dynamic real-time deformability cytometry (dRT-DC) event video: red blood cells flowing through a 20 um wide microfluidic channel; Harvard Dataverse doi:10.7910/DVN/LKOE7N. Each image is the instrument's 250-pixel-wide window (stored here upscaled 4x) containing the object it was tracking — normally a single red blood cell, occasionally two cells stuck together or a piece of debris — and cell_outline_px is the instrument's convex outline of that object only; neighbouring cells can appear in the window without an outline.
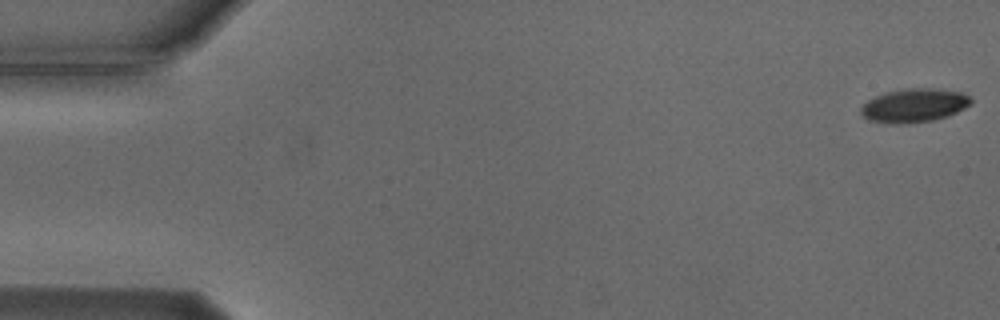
{"species": "Egyptian fruit bat (a non-hibernating species)", "species_latin": "Rousettus aegyptiacus", "temperature_condition": "cold", "stored_images_in_passage": 55, "camera_frame_rate_fps": 3000, "um_per_image_px": 0.085, "animal": {"sex": "male"}, "frame": {"image": 1, "passage_image": 1, "time_ms": 0.0, "image_size_px": [1000, 320], "cell_outline_px": [[972, 100], [964, 108], [948, 116], [932, 120], [900, 124], [892, 124], [868, 120], [860, 112], [860, 108], [868, 100], [884, 92], [912, 88], [928, 88], [960, 92], [968, 96]], "centroid_in_image_um": [77.66, 8.97], "position_along_channel_um": 7.3, "area_um2": 21.27}}
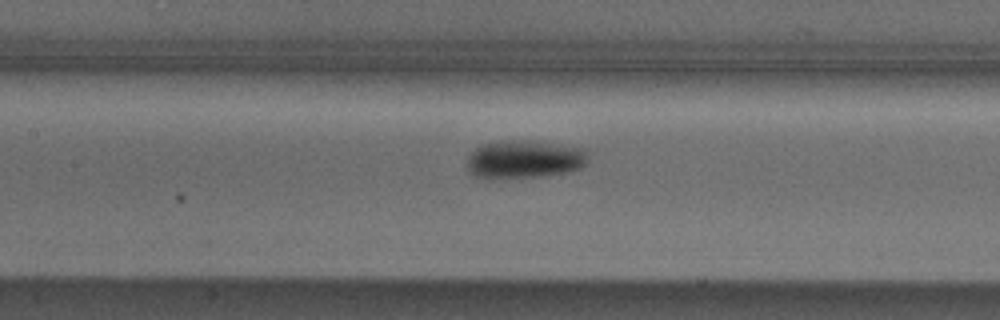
{"frame": {"image": 2, "passage_image": 25, "time_ms": 8.0, "image_size_px": [1000, 320], "cell_outline_px": [[588, 160], [580, 168], [564, 172], [540, 176], [492, 180], [488, 180], [472, 176], [468, 172], [468, 156], [480, 144], [504, 140], [520, 140], [584, 148], [588, 152]], "centroid_in_image_um": [44.49, 13.57], "position_along_channel_um": 162.9, "area_um2": 27.11}}
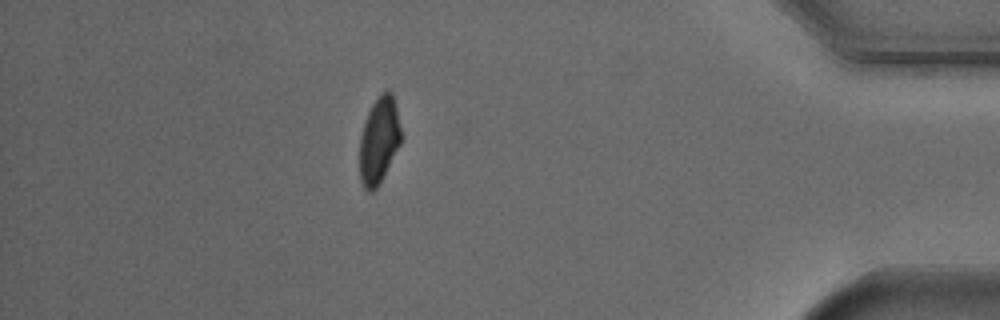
{"frame": {"image": 3, "passage_image": 48, "time_ms": 15.667, "image_size_px": [1000, 320], "cell_outline_px": [[400, 144], [376, 188], [372, 192], [368, 192], [364, 188], [360, 180], [360, 136], [364, 120], [372, 104], [388, 88], [392, 92], [396, 108], [400, 128]], "centroid_in_image_um": [32.19, 11.93], "position_along_channel_um": 403.0, "area_um2": 20.46}, "authors_computed_cell_mechanics": {"area_um2": 23.0622, "velocity_mm_per_s": 3.75, "shape_relaxation_time_tau1_ms": 2.3607, "shape_relaxation_time_tau2_ms": null, "deformation_change_tau1": 0.0961, "deformation_change_tau2": null}}